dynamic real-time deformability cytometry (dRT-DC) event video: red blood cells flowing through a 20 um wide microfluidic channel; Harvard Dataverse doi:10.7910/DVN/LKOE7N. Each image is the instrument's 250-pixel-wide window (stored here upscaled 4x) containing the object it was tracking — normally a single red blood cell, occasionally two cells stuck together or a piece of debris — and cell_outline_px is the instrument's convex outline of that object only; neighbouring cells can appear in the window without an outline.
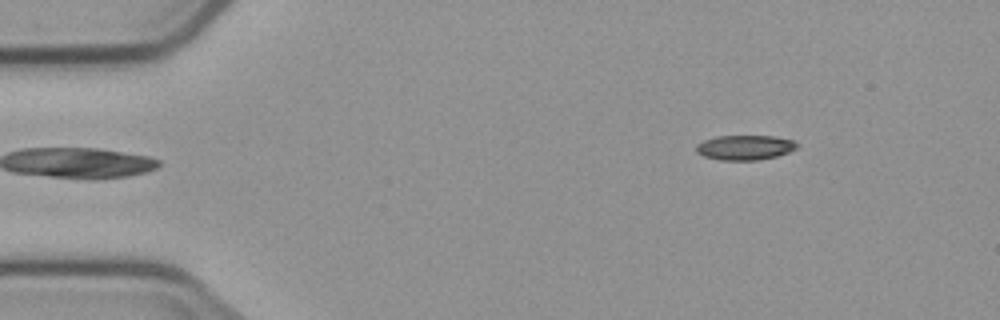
{"species": "common noctule bat (a hibernating species)", "species_latin": "Nyctalus noctula", "temperature_condition": "cold", "stored_images_in_passage": 4, "camera_frame_rate_fps": 3000, "um_per_image_px": 0.085, "animal": {"sex": "male", "body_mass_g": 23.1, "forearm_length_mm": 52.7}, "frame": {"image": 1, "passage_image": 4, "time_ms": 4.0, "image_size_px": [1000, 320], "cell_outline_px": [[796, 148], [788, 152], [776, 156], [760, 160], [720, 160], [704, 156], [696, 152], [696, 144], [704, 140], [716, 136], [776, 136], [792, 140], [796, 144]], "centroid_in_image_um": [63.28, 12.53], "position_along_channel_um": 21.7, "area_um2": 14.51}}